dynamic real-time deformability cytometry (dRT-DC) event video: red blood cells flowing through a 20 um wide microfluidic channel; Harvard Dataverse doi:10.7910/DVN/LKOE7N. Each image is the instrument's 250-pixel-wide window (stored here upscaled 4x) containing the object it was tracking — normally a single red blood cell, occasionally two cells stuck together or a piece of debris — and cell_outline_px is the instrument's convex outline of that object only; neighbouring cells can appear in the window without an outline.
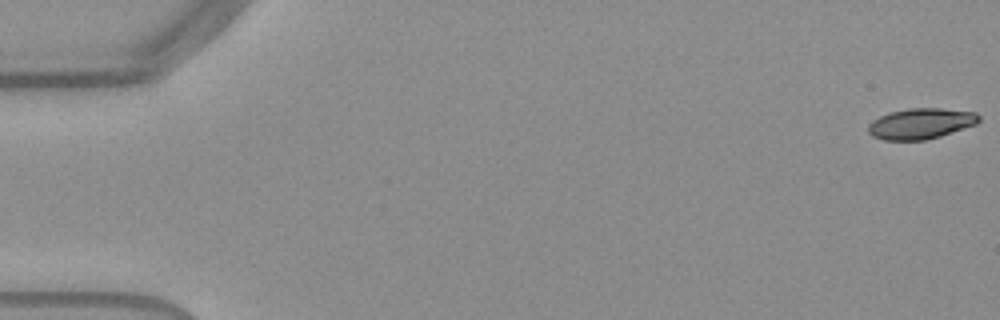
{"species": "Egyptian fruit bat (a non-hibernating species)", "species_latin": "Rousettus aegyptiacus", "temperature_condition": "warm", "stored_images_in_passage": 53, "camera_frame_rate_fps": 3000, "um_per_image_px": 0.085, "frame": {"image": 1, "passage_image": 1, "time_ms": 0.0, "image_size_px": [1000, 320], "cell_outline_px": [[980, 120], [976, 124], [940, 136], [924, 140], [884, 140], [872, 136], [868, 132], [868, 124], [872, 120], [888, 112], [908, 108], [940, 108], [976, 112], [980, 116]], "centroid_in_image_um": [78.25, 10.5], "position_along_channel_um": 6.8, "area_um2": 19.88}}
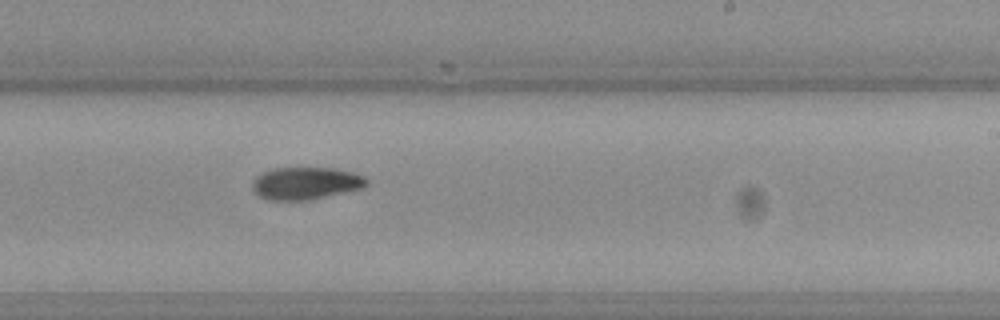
{"frame": {"image": 2, "passage_image": 33, "time_ms": 10.667, "image_size_px": [1000, 320], "cell_outline_px": [[368, 184], [364, 188], [308, 200], [268, 200], [260, 196], [252, 188], [252, 180], [256, 176], [272, 168], [332, 168], [352, 172], [364, 176], [368, 180]], "centroid_in_image_um": [25.99, 15.58], "position_along_channel_um": 263.0, "area_um2": 21.56}}
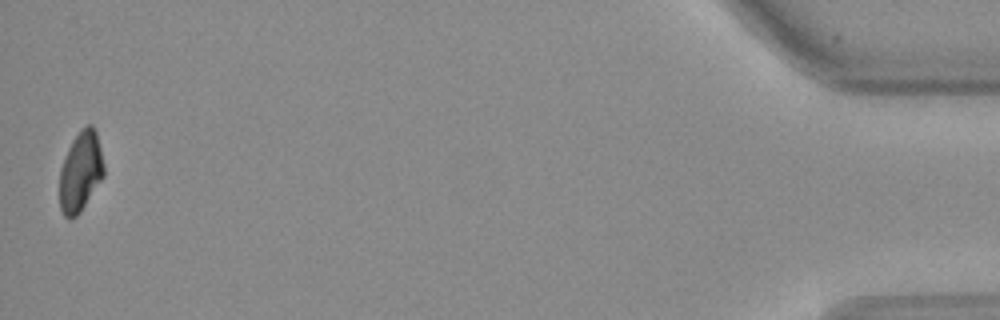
{"frame": {"image": 3, "passage_image": 53, "time_ms": 17.333, "image_size_px": [1000, 320], "cell_outline_px": [[104, 176], [80, 212], [76, 216], [64, 216], [60, 208], [60, 168], [68, 148], [72, 140], [80, 128], [88, 124], [92, 124], [96, 132], [104, 164]], "centroid_in_image_um": [6.85, 14.55], "position_along_channel_um": 428.3, "area_um2": 20.52}, "authors_computed_cell_mechanics": {"area_um2": 21.5594, "velocity_mm_per_s": 3.8553, "shape_relaxation_time_tau1_ms": 5.3898, "shape_relaxation_time_tau2_ms": null, "deformation_change_tau1": 0.1551, "deformation_change_tau2": null}}